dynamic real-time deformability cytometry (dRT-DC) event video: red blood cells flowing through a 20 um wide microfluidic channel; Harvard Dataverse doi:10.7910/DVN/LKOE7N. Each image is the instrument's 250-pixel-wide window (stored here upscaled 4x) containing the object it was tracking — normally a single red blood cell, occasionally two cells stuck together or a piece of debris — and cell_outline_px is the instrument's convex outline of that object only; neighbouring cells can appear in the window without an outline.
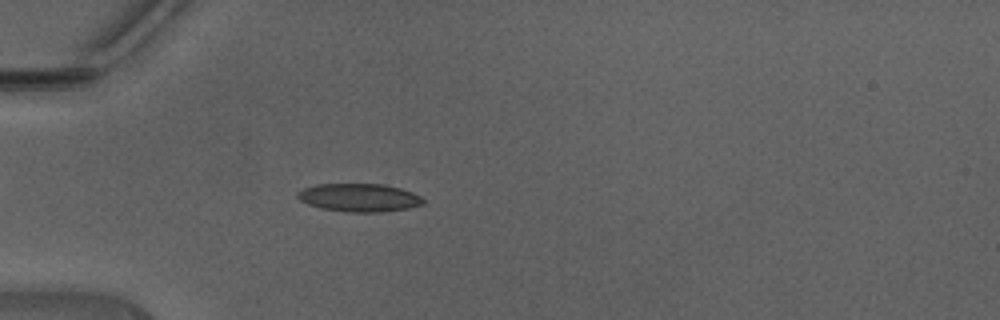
{"species": "Egyptian fruit bat (a non-hibernating species)", "species_latin": "Rousettus aegyptiacus", "temperature_condition": "warm", "stored_images_in_passage": 47, "camera_frame_rate_fps": 3000, "um_per_image_px": 0.085, "animal": {"sex": "male"}, "frame": {"image": 1, "passage_image": 15, "time_ms": 4.667, "image_size_px": [1000, 320], "cell_outline_px": [[424, 204], [408, 208], [380, 212], [348, 212], [320, 208], [308, 204], [300, 200], [296, 196], [296, 192], [304, 188], [316, 184], [384, 184], [400, 188], [412, 192], [420, 196], [424, 200]], "centroid_in_image_um": [30.51, 16.79], "position_along_channel_um": 54.5, "area_um2": 20.63}}
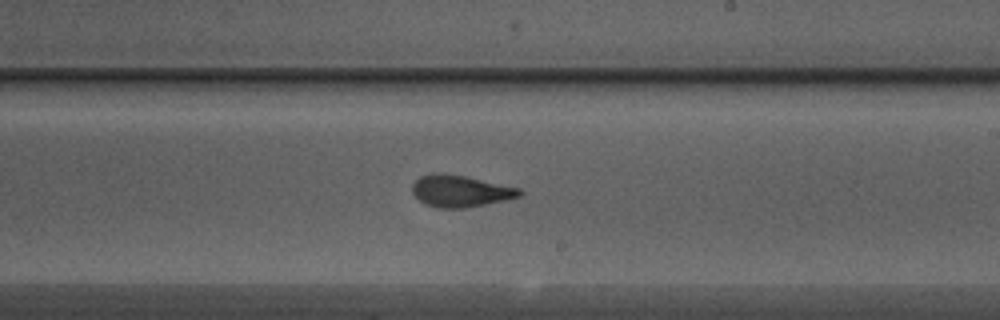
{"frame": {"image": 2, "passage_image": 29, "time_ms": 9.333, "image_size_px": [1000, 320], "cell_outline_px": [[524, 192], [520, 196], [504, 200], [464, 208], [440, 208], [424, 204], [412, 192], [412, 184], [420, 176], [432, 172], [444, 172], [464, 176], [520, 188]], "centroid_in_image_um": [39.1, 16.22], "position_along_channel_um": 249.9, "area_um2": 19.83}}
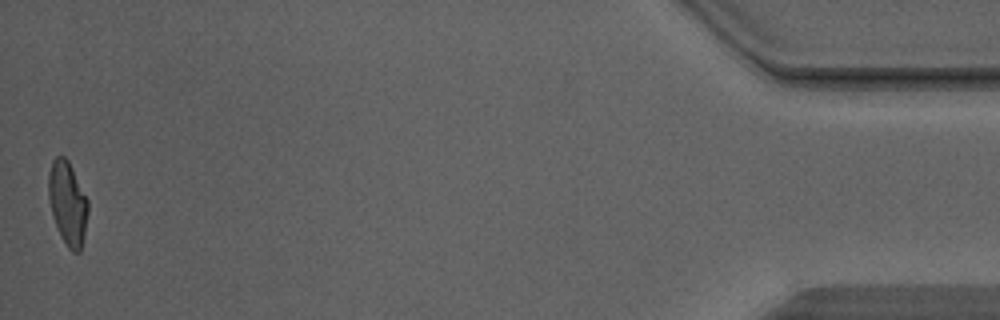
{"frame": {"image": 3, "passage_image": 47, "time_ms": 15.333, "image_size_px": [1000, 320], "cell_outline_px": [[88, 212], [84, 236], [80, 252], [72, 252], [68, 248], [60, 236], [52, 216], [48, 200], [48, 172], [52, 160], [56, 156], [64, 156], [68, 160], [88, 200]], "centroid_in_image_um": [5.73, 17.27], "position_along_channel_um": 429.5, "area_um2": 19.42}, "authors_computed_cell_mechanics": {"area_um2": 19.5942, "velocity_mm_per_s": 4.4585, "shape_relaxation_time_tau1_ms": 5.3767, "shape_relaxation_time_tau2_ms": 1.1584, "deformation_change_tau1": 0.1954, "deformation_change_tau2": 0.0865}}